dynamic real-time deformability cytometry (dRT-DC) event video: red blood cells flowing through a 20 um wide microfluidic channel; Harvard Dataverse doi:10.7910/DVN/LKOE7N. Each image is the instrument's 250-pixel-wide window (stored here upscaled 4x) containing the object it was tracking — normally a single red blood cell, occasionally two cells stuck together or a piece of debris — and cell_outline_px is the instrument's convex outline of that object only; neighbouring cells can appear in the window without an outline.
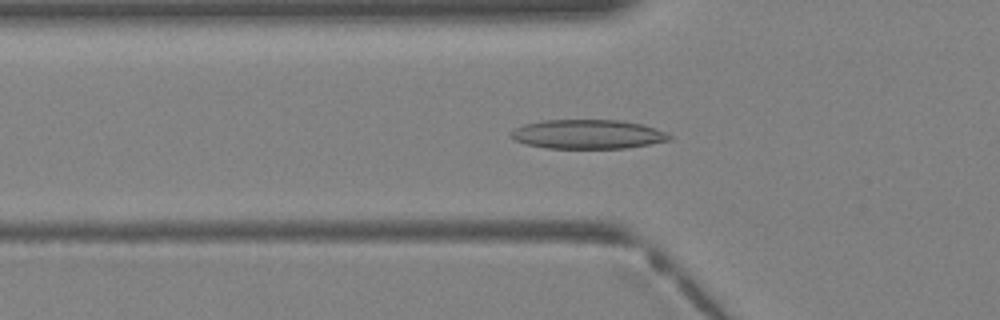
{"species": "Egyptian fruit bat (a non-hibernating species)", "species_latin": "Rousettus aegyptiacus", "temperature_condition": "warm", "stored_images_in_passage": 37, "camera_frame_rate_fps": 3000, "um_per_image_px": 0.085, "animal": {"sex": "female"}, "frame": {"image": 1, "passage_image": 12, "time_ms": 3.667, "image_size_px": [1000, 320], "cell_outline_px": [[672, 140], [628, 148], [544, 148], [524, 144], [508, 136], [516, 128], [524, 124], [544, 120], [620, 120], [644, 124], [656, 128], [672, 136]], "centroid_in_image_um": [49.98, 11.41], "position_along_channel_um": 75.8, "area_um2": 27.11}}
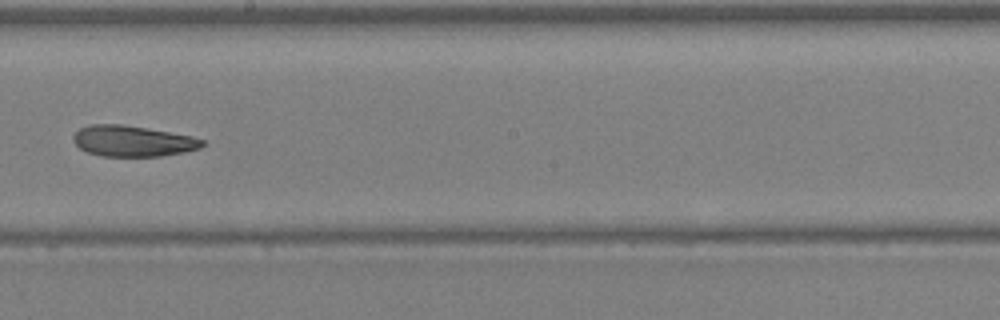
{"frame": {"image": 2, "passage_image": 21, "time_ms": 6.667, "image_size_px": [1000, 320], "cell_outline_px": [[204, 144], [200, 148], [184, 152], [160, 156], [100, 156], [88, 152], [80, 148], [72, 140], [72, 136], [80, 128], [92, 124], [124, 124], [148, 128], [192, 136], [204, 140]], "centroid_in_image_um": [11.27, 11.98], "position_along_channel_um": 236.9, "area_um2": 23.24}}
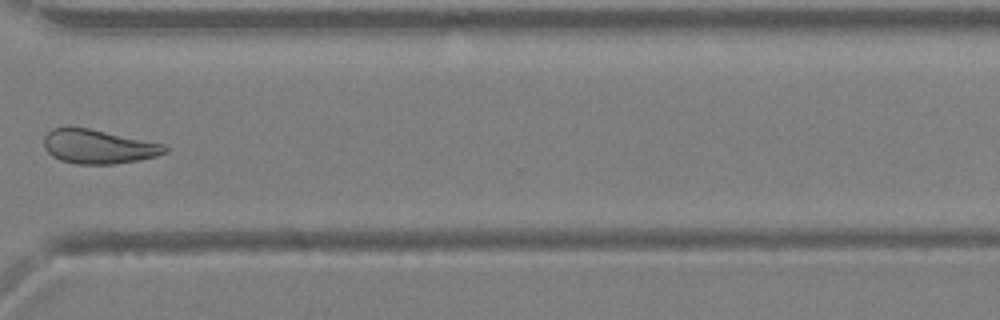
{"frame": {"image": 3, "passage_image": 28, "time_ms": 9.0, "image_size_px": [1000, 320], "cell_outline_px": [[168, 152], [156, 156], [140, 160], [112, 164], [76, 164], [60, 160], [52, 156], [44, 148], [44, 136], [52, 128], [88, 128], [164, 144], [168, 148]], "centroid_in_image_um": [8.36, 12.48], "position_along_channel_um": 362.2, "area_um2": 23.87}}